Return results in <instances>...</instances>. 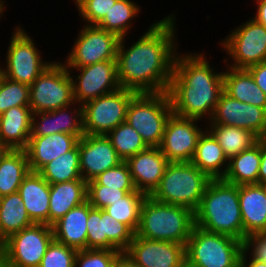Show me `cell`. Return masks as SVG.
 <instances>
[{
    "label": "cell",
    "mask_w": 266,
    "mask_h": 267,
    "mask_svg": "<svg viewBox=\"0 0 266 267\" xmlns=\"http://www.w3.org/2000/svg\"><path fill=\"white\" fill-rule=\"evenodd\" d=\"M175 21L174 13L156 21L127 48V37L120 39L116 60L121 88L137 94L168 92L179 48Z\"/></svg>",
    "instance_id": "obj_1"
},
{
    "label": "cell",
    "mask_w": 266,
    "mask_h": 267,
    "mask_svg": "<svg viewBox=\"0 0 266 267\" xmlns=\"http://www.w3.org/2000/svg\"><path fill=\"white\" fill-rule=\"evenodd\" d=\"M212 67L203 51L177 53L168 89L173 114L202 121L212 118L223 92L224 73Z\"/></svg>",
    "instance_id": "obj_2"
},
{
    "label": "cell",
    "mask_w": 266,
    "mask_h": 267,
    "mask_svg": "<svg viewBox=\"0 0 266 267\" xmlns=\"http://www.w3.org/2000/svg\"><path fill=\"white\" fill-rule=\"evenodd\" d=\"M194 216L195 226L209 232L229 235L243 242L238 185L223 178L211 179Z\"/></svg>",
    "instance_id": "obj_3"
},
{
    "label": "cell",
    "mask_w": 266,
    "mask_h": 267,
    "mask_svg": "<svg viewBox=\"0 0 266 267\" xmlns=\"http://www.w3.org/2000/svg\"><path fill=\"white\" fill-rule=\"evenodd\" d=\"M195 226L194 211L182 205L165 204L146 196L141 203L136 235L149 240L186 245Z\"/></svg>",
    "instance_id": "obj_4"
},
{
    "label": "cell",
    "mask_w": 266,
    "mask_h": 267,
    "mask_svg": "<svg viewBox=\"0 0 266 267\" xmlns=\"http://www.w3.org/2000/svg\"><path fill=\"white\" fill-rule=\"evenodd\" d=\"M210 180L191 162H169L159 186L150 196L157 202L182 205L195 211Z\"/></svg>",
    "instance_id": "obj_5"
},
{
    "label": "cell",
    "mask_w": 266,
    "mask_h": 267,
    "mask_svg": "<svg viewBox=\"0 0 266 267\" xmlns=\"http://www.w3.org/2000/svg\"><path fill=\"white\" fill-rule=\"evenodd\" d=\"M243 242L194 226L185 245L186 267H240Z\"/></svg>",
    "instance_id": "obj_6"
},
{
    "label": "cell",
    "mask_w": 266,
    "mask_h": 267,
    "mask_svg": "<svg viewBox=\"0 0 266 267\" xmlns=\"http://www.w3.org/2000/svg\"><path fill=\"white\" fill-rule=\"evenodd\" d=\"M172 114L168 92L139 93L128 105L126 122L141 135L148 147H160Z\"/></svg>",
    "instance_id": "obj_7"
},
{
    "label": "cell",
    "mask_w": 266,
    "mask_h": 267,
    "mask_svg": "<svg viewBox=\"0 0 266 267\" xmlns=\"http://www.w3.org/2000/svg\"><path fill=\"white\" fill-rule=\"evenodd\" d=\"M75 103L73 83L66 65L53 61L30 85L29 107L47 112Z\"/></svg>",
    "instance_id": "obj_8"
},
{
    "label": "cell",
    "mask_w": 266,
    "mask_h": 267,
    "mask_svg": "<svg viewBox=\"0 0 266 267\" xmlns=\"http://www.w3.org/2000/svg\"><path fill=\"white\" fill-rule=\"evenodd\" d=\"M11 36L5 66L0 65V72L10 80L30 86L53 61L42 59L34 40L20 25L14 28Z\"/></svg>",
    "instance_id": "obj_9"
},
{
    "label": "cell",
    "mask_w": 266,
    "mask_h": 267,
    "mask_svg": "<svg viewBox=\"0 0 266 267\" xmlns=\"http://www.w3.org/2000/svg\"><path fill=\"white\" fill-rule=\"evenodd\" d=\"M220 44L233 61L231 63L226 58V67L247 69L266 61V27L252 17L231 30Z\"/></svg>",
    "instance_id": "obj_10"
},
{
    "label": "cell",
    "mask_w": 266,
    "mask_h": 267,
    "mask_svg": "<svg viewBox=\"0 0 266 267\" xmlns=\"http://www.w3.org/2000/svg\"><path fill=\"white\" fill-rule=\"evenodd\" d=\"M136 94L119 88L82 105L84 134L107 135L125 122L128 105Z\"/></svg>",
    "instance_id": "obj_11"
},
{
    "label": "cell",
    "mask_w": 266,
    "mask_h": 267,
    "mask_svg": "<svg viewBox=\"0 0 266 267\" xmlns=\"http://www.w3.org/2000/svg\"><path fill=\"white\" fill-rule=\"evenodd\" d=\"M53 239L52 226L34 223L5 240L0 254L14 267H39Z\"/></svg>",
    "instance_id": "obj_12"
},
{
    "label": "cell",
    "mask_w": 266,
    "mask_h": 267,
    "mask_svg": "<svg viewBox=\"0 0 266 267\" xmlns=\"http://www.w3.org/2000/svg\"><path fill=\"white\" fill-rule=\"evenodd\" d=\"M120 37L96 25H85L78 33L64 61L67 68H81L106 60H116Z\"/></svg>",
    "instance_id": "obj_13"
},
{
    "label": "cell",
    "mask_w": 266,
    "mask_h": 267,
    "mask_svg": "<svg viewBox=\"0 0 266 267\" xmlns=\"http://www.w3.org/2000/svg\"><path fill=\"white\" fill-rule=\"evenodd\" d=\"M67 69L70 72L74 101L77 104L84 105L121 88L117 78V60H106L81 68ZM73 70L78 71L76 77L71 73Z\"/></svg>",
    "instance_id": "obj_14"
},
{
    "label": "cell",
    "mask_w": 266,
    "mask_h": 267,
    "mask_svg": "<svg viewBox=\"0 0 266 267\" xmlns=\"http://www.w3.org/2000/svg\"><path fill=\"white\" fill-rule=\"evenodd\" d=\"M134 232L103 209L92 208L87 219L86 249L126 251Z\"/></svg>",
    "instance_id": "obj_15"
},
{
    "label": "cell",
    "mask_w": 266,
    "mask_h": 267,
    "mask_svg": "<svg viewBox=\"0 0 266 267\" xmlns=\"http://www.w3.org/2000/svg\"><path fill=\"white\" fill-rule=\"evenodd\" d=\"M198 121L175 114L170 116L159 147L169 162H191L198 140L204 132L198 126Z\"/></svg>",
    "instance_id": "obj_16"
},
{
    "label": "cell",
    "mask_w": 266,
    "mask_h": 267,
    "mask_svg": "<svg viewBox=\"0 0 266 267\" xmlns=\"http://www.w3.org/2000/svg\"><path fill=\"white\" fill-rule=\"evenodd\" d=\"M208 124H221L246 129L259 139H266V109L240 102L224 91L221 93Z\"/></svg>",
    "instance_id": "obj_17"
},
{
    "label": "cell",
    "mask_w": 266,
    "mask_h": 267,
    "mask_svg": "<svg viewBox=\"0 0 266 267\" xmlns=\"http://www.w3.org/2000/svg\"><path fill=\"white\" fill-rule=\"evenodd\" d=\"M142 267H186L185 245L149 240L134 234L125 251Z\"/></svg>",
    "instance_id": "obj_18"
},
{
    "label": "cell",
    "mask_w": 266,
    "mask_h": 267,
    "mask_svg": "<svg viewBox=\"0 0 266 267\" xmlns=\"http://www.w3.org/2000/svg\"><path fill=\"white\" fill-rule=\"evenodd\" d=\"M77 144L81 177L86 182L123 161L106 135L84 134Z\"/></svg>",
    "instance_id": "obj_19"
},
{
    "label": "cell",
    "mask_w": 266,
    "mask_h": 267,
    "mask_svg": "<svg viewBox=\"0 0 266 267\" xmlns=\"http://www.w3.org/2000/svg\"><path fill=\"white\" fill-rule=\"evenodd\" d=\"M136 190L150 196L159 186L169 161L159 147H148L126 161Z\"/></svg>",
    "instance_id": "obj_20"
},
{
    "label": "cell",
    "mask_w": 266,
    "mask_h": 267,
    "mask_svg": "<svg viewBox=\"0 0 266 267\" xmlns=\"http://www.w3.org/2000/svg\"><path fill=\"white\" fill-rule=\"evenodd\" d=\"M82 136L66 133L31 136L24 149L30 171L39 172L47 163L72 150Z\"/></svg>",
    "instance_id": "obj_21"
},
{
    "label": "cell",
    "mask_w": 266,
    "mask_h": 267,
    "mask_svg": "<svg viewBox=\"0 0 266 267\" xmlns=\"http://www.w3.org/2000/svg\"><path fill=\"white\" fill-rule=\"evenodd\" d=\"M238 195L244 238L266 233V185H240Z\"/></svg>",
    "instance_id": "obj_22"
},
{
    "label": "cell",
    "mask_w": 266,
    "mask_h": 267,
    "mask_svg": "<svg viewBox=\"0 0 266 267\" xmlns=\"http://www.w3.org/2000/svg\"><path fill=\"white\" fill-rule=\"evenodd\" d=\"M32 110L17 106L0 115V149H22L29 142L32 131Z\"/></svg>",
    "instance_id": "obj_23"
},
{
    "label": "cell",
    "mask_w": 266,
    "mask_h": 267,
    "mask_svg": "<svg viewBox=\"0 0 266 267\" xmlns=\"http://www.w3.org/2000/svg\"><path fill=\"white\" fill-rule=\"evenodd\" d=\"M18 193L31 221L49 225L50 184L38 172L29 171Z\"/></svg>",
    "instance_id": "obj_24"
},
{
    "label": "cell",
    "mask_w": 266,
    "mask_h": 267,
    "mask_svg": "<svg viewBox=\"0 0 266 267\" xmlns=\"http://www.w3.org/2000/svg\"><path fill=\"white\" fill-rule=\"evenodd\" d=\"M93 207L86 200L52 225L54 239L77 251L86 249L87 219Z\"/></svg>",
    "instance_id": "obj_25"
},
{
    "label": "cell",
    "mask_w": 266,
    "mask_h": 267,
    "mask_svg": "<svg viewBox=\"0 0 266 267\" xmlns=\"http://www.w3.org/2000/svg\"><path fill=\"white\" fill-rule=\"evenodd\" d=\"M49 225L87 200V182L81 178L50 184Z\"/></svg>",
    "instance_id": "obj_26"
},
{
    "label": "cell",
    "mask_w": 266,
    "mask_h": 267,
    "mask_svg": "<svg viewBox=\"0 0 266 267\" xmlns=\"http://www.w3.org/2000/svg\"><path fill=\"white\" fill-rule=\"evenodd\" d=\"M191 160L201 171L211 179L223 178L227 172L229 160L213 135L205 128Z\"/></svg>",
    "instance_id": "obj_27"
},
{
    "label": "cell",
    "mask_w": 266,
    "mask_h": 267,
    "mask_svg": "<svg viewBox=\"0 0 266 267\" xmlns=\"http://www.w3.org/2000/svg\"><path fill=\"white\" fill-rule=\"evenodd\" d=\"M227 69L223 73V91L240 102L266 109V95L255 83L250 72L247 69Z\"/></svg>",
    "instance_id": "obj_28"
},
{
    "label": "cell",
    "mask_w": 266,
    "mask_h": 267,
    "mask_svg": "<svg viewBox=\"0 0 266 267\" xmlns=\"http://www.w3.org/2000/svg\"><path fill=\"white\" fill-rule=\"evenodd\" d=\"M29 171L25 150L0 149V197L18 192Z\"/></svg>",
    "instance_id": "obj_29"
},
{
    "label": "cell",
    "mask_w": 266,
    "mask_h": 267,
    "mask_svg": "<svg viewBox=\"0 0 266 267\" xmlns=\"http://www.w3.org/2000/svg\"><path fill=\"white\" fill-rule=\"evenodd\" d=\"M261 161V139L251 148L229 159L228 169L223 179L234 185L258 184Z\"/></svg>",
    "instance_id": "obj_30"
},
{
    "label": "cell",
    "mask_w": 266,
    "mask_h": 267,
    "mask_svg": "<svg viewBox=\"0 0 266 267\" xmlns=\"http://www.w3.org/2000/svg\"><path fill=\"white\" fill-rule=\"evenodd\" d=\"M33 224L18 192L0 197V245Z\"/></svg>",
    "instance_id": "obj_31"
},
{
    "label": "cell",
    "mask_w": 266,
    "mask_h": 267,
    "mask_svg": "<svg viewBox=\"0 0 266 267\" xmlns=\"http://www.w3.org/2000/svg\"><path fill=\"white\" fill-rule=\"evenodd\" d=\"M206 129L223 148L226 157L231 159L240 152L251 148L260 139L251 131L221 124H209Z\"/></svg>",
    "instance_id": "obj_32"
},
{
    "label": "cell",
    "mask_w": 266,
    "mask_h": 267,
    "mask_svg": "<svg viewBox=\"0 0 266 267\" xmlns=\"http://www.w3.org/2000/svg\"><path fill=\"white\" fill-rule=\"evenodd\" d=\"M49 184L81 179L78 144L38 172Z\"/></svg>",
    "instance_id": "obj_33"
},
{
    "label": "cell",
    "mask_w": 266,
    "mask_h": 267,
    "mask_svg": "<svg viewBox=\"0 0 266 267\" xmlns=\"http://www.w3.org/2000/svg\"><path fill=\"white\" fill-rule=\"evenodd\" d=\"M140 9L141 6L139 7L133 0H117L96 26L115 33L120 38L127 37L133 25L132 21L137 18Z\"/></svg>",
    "instance_id": "obj_34"
},
{
    "label": "cell",
    "mask_w": 266,
    "mask_h": 267,
    "mask_svg": "<svg viewBox=\"0 0 266 267\" xmlns=\"http://www.w3.org/2000/svg\"><path fill=\"white\" fill-rule=\"evenodd\" d=\"M147 195L141 191L127 193L124 197L107 206L103 210L116 221L126 224L134 233L140 223L141 203Z\"/></svg>",
    "instance_id": "obj_35"
},
{
    "label": "cell",
    "mask_w": 266,
    "mask_h": 267,
    "mask_svg": "<svg viewBox=\"0 0 266 267\" xmlns=\"http://www.w3.org/2000/svg\"><path fill=\"white\" fill-rule=\"evenodd\" d=\"M106 136L123 161L148 148L141 135L126 121L118 125Z\"/></svg>",
    "instance_id": "obj_36"
},
{
    "label": "cell",
    "mask_w": 266,
    "mask_h": 267,
    "mask_svg": "<svg viewBox=\"0 0 266 267\" xmlns=\"http://www.w3.org/2000/svg\"><path fill=\"white\" fill-rule=\"evenodd\" d=\"M30 86L0 75V115L17 106H29Z\"/></svg>",
    "instance_id": "obj_37"
},
{
    "label": "cell",
    "mask_w": 266,
    "mask_h": 267,
    "mask_svg": "<svg viewBox=\"0 0 266 267\" xmlns=\"http://www.w3.org/2000/svg\"><path fill=\"white\" fill-rule=\"evenodd\" d=\"M76 104L75 102L55 110L56 133L84 135L83 108L79 103L77 106Z\"/></svg>",
    "instance_id": "obj_38"
},
{
    "label": "cell",
    "mask_w": 266,
    "mask_h": 267,
    "mask_svg": "<svg viewBox=\"0 0 266 267\" xmlns=\"http://www.w3.org/2000/svg\"><path fill=\"white\" fill-rule=\"evenodd\" d=\"M87 185H104L120 190H136L132 181L130 169L125 161L104 171L94 180L87 182Z\"/></svg>",
    "instance_id": "obj_39"
},
{
    "label": "cell",
    "mask_w": 266,
    "mask_h": 267,
    "mask_svg": "<svg viewBox=\"0 0 266 267\" xmlns=\"http://www.w3.org/2000/svg\"><path fill=\"white\" fill-rule=\"evenodd\" d=\"M77 250L53 239L39 267H74Z\"/></svg>",
    "instance_id": "obj_40"
},
{
    "label": "cell",
    "mask_w": 266,
    "mask_h": 267,
    "mask_svg": "<svg viewBox=\"0 0 266 267\" xmlns=\"http://www.w3.org/2000/svg\"><path fill=\"white\" fill-rule=\"evenodd\" d=\"M119 250L85 249L77 251L74 267H115Z\"/></svg>",
    "instance_id": "obj_41"
},
{
    "label": "cell",
    "mask_w": 266,
    "mask_h": 267,
    "mask_svg": "<svg viewBox=\"0 0 266 267\" xmlns=\"http://www.w3.org/2000/svg\"><path fill=\"white\" fill-rule=\"evenodd\" d=\"M117 0H74L85 25H97Z\"/></svg>",
    "instance_id": "obj_42"
},
{
    "label": "cell",
    "mask_w": 266,
    "mask_h": 267,
    "mask_svg": "<svg viewBox=\"0 0 266 267\" xmlns=\"http://www.w3.org/2000/svg\"><path fill=\"white\" fill-rule=\"evenodd\" d=\"M135 190H120L104 185H87V200L96 209H104L124 197L129 192Z\"/></svg>",
    "instance_id": "obj_43"
},
{
    "label": "cell",
    "mask_w": 266,
    "mask_h": 267,
    "mask_svg": "<svg viewBox=\"0 0 266 267\" xmlns=\"http://www.w3.org/2000/svg\"><path fill=\"white\" fill-rule=\"evenodd\" d=\"M56 133L55 110L32 114L31 136H46Z\"/></svg>",
    "instance_id": "obj_44"
},
{
    "label": "cell",
    "mask_w": 266,
    "mask_h": 267,
    "mask_svg": "<svg viewBox=\"0 0 266 267\" xmlns=\"http://www.w3.org/2000/svg\"><path fill=\"white\" fill-rule=\"evenodd\" d=\"M243 250L250 257L266 262V234H250L247 235L243 240ZM251 250V251H250Z\"/></svg>",
    "instance_id": "obj_45"
},
{
    "label": "cell",
    "mask_w": 266,
    "mask_h": 267,
    "mask_svg": "<svg viewBox=\"0 0 266 267\" xmlns=\"http://www.w3.org/2000/svg\"><path fill=\"white\" fill-rule=\"evenodd\" d=\"M247 70L252 75L255 83L266 95V61L250 66Z\"/></svg>",
    "instance_id": "obj_46"
},
{
    "label": "cell",
    "mask_w": 266,
    "mask_h": 267,
    "mask_svg": "<svg viewBox=\"0 0 266 267\" xmlns=\"http://www.w3.org/2000/svg\"><path fill=\"white\" fill-rule=\"evenodd\" d=\"M258 184L266 185V139H261V161L259 167Z\"/></svg>",
    "instance_id": "obj_47"
},
{
    "label": "cell",
    "mask_w": 266,
    "mask_h": 267,
    "mask_svg": "<svg viewBox=\"0 0 266 267\" xmlns=\"http://www.w3.org/2000/svg\"><path fill=\"white\" fill-rule=\"evenodd\" d=\"M115 267H142L136 263L125 251L119 252Z\"/></svg>",
    "instance_id": "obj_48"
},
{
    "label": "cell",
    "mask_w": 266,
    "mask_h": 267,
    "mask_svg": "<svg viewBox=\"0 0 266 267\" xmlns=\"http://www.w3.org/2000/svg\"><path fill=\"white\" fill-rule=\"evenodd\" d=\"M255 2L257 9L252 18L266 27V0H255Z\"/></svg>",
    "instance_id": "obj_49"
},
{
    "label": "cell",
    "mask_w": 266,
    "mask_h": 267,
    "mask_svg": "<svg viewBox=\"0 0 266 267\" xmlns=\"http://www.w3.org/2000/svg\"><path fill=\"white\" fill-rule=\"evenodd\" d=\"M247 257H249V259ZM240 267H266V262H261L250 257L248 253L243 250L241 253Z\"/></svg>",
    "instance_id": "obj_50"
},
{
    "label": "cell",
    "mask_w": 266,
    "mask_h": 267,
    "mask_svg": "<svg viewBox=\"0 0 266 267\" xmlns=\"http://www.w3.org/2000/svg\"><path fill=\"white\" fill-rule=\"evenodd\" d=\"M0 267H14L0 254Z\"/></svg>",
    "instance_id": "obj_51"
},
{
    "label": "cell",
    "mask_w": 266,
    "mask_h": 267,
    "mask_svg": "<svg viewBox=\"0 0 266 267\" xmlns=\"http://www.w3.org/2000/svg\"><path fill=\"white\" fill-rule=\"evenodd\" d=\"M5 1L4 0H0V15H3L5 12V8H6V5H5Z\"/></svg>",
    "instance_id": "obj_52"
}]
</instances>
